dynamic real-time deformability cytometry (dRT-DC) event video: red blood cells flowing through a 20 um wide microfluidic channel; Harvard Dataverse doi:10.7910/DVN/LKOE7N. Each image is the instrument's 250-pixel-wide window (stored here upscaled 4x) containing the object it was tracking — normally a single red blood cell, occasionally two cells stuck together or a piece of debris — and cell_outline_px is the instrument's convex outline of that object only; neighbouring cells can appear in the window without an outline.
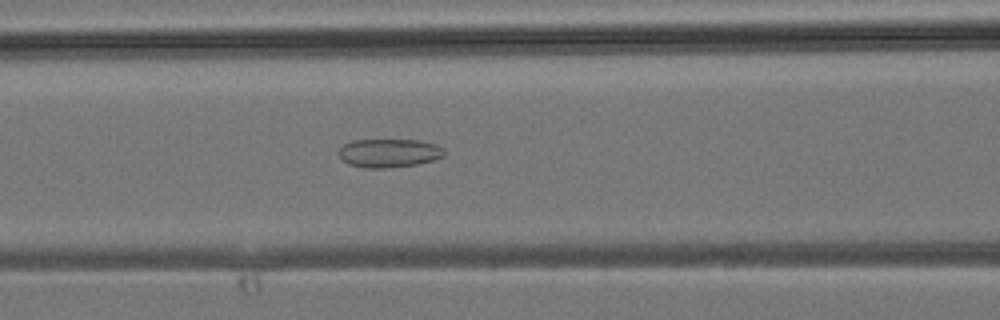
{"species": "common noctule bat (a hibernating species)", "species_latin": "Nyctalus noctula", "temperature_condition": "room temperature", "stored_images_in_passage": 27, "camera_frame_rate_fps": 3000, "um_per_image_px": 0.085, "animal": {"sex": "male", "body_mass_g": 19.2, "forearm_length_mm": 51.8}, "frame": {"image": 1, "passage_image": 9, "time_ms": 2.667, "image_size_px": [1000, 320], "cell_outline_px": [[444, 156], [436, 160], [416, 164], [384, 168], [368, 168], [348, 164], [340, 156], [340, 148], [344, 144], [352, 140], [420, 140], [436, 144], [444, 148]], "centroid_in_image_um": [33.11, 13.0], "position_along_channel_um": 133.5, "area_um2": 17.51}}
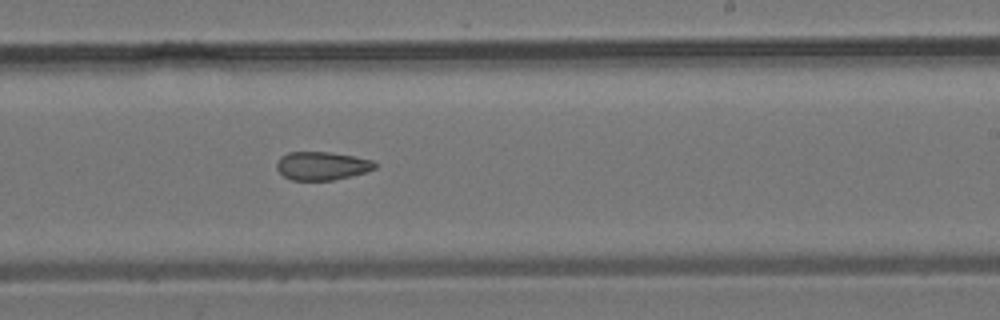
{"frame": {"image": 2, "passage_image": 16, "time_ms": 5.0, "image_size_px": [1000, 320], "cell_outline_px": [[376, 168], [364, 172], [332, 180], [292, 180], [284, 176], [276, 168], [276, 164], [280, 156], [288, 152], [328, 152], [376, 160]], "centroid_in_image_um": [27.35, 14.09], "position_along_channel_um": 261.7, "area_um2": 16.13}}
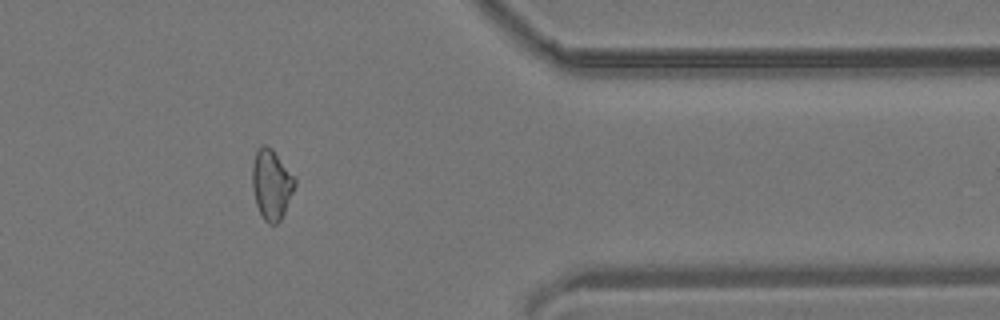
{"frame": {"image": 3, "passage_image": 24, "time_ms": 7.667, "image_size_px": [1000, 320], "cell_outline_px": [[296, 184], [284, 212], [280, 220], [276, 224], [268, 224], [264, 220], [256, 204], [252, 188], [252, 168], [256, 152], [260, 144], [264, 144], [272, 148], [296, 176]], "centroid_in_image_um": [23.08, 15.64], "position_along_channel_um": 388.3, "area_um2": 17.51}}